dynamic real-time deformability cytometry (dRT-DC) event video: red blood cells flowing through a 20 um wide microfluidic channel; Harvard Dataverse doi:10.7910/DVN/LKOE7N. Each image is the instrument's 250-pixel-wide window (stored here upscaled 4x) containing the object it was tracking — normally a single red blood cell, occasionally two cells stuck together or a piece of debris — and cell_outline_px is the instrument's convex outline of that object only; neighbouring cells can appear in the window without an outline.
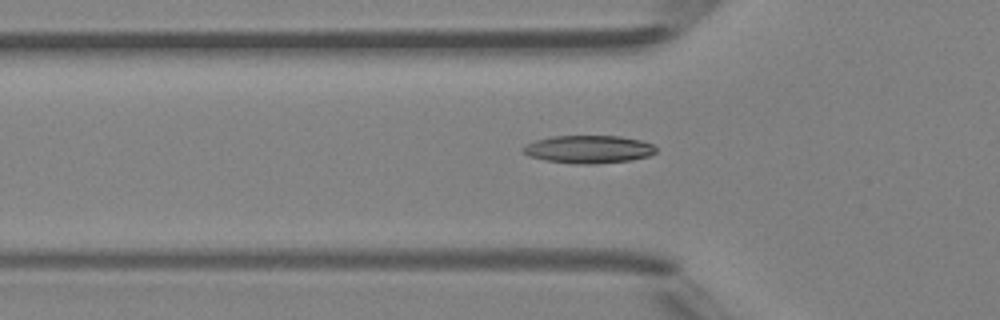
{"species": "Egyptian fruit bat (a non-hibernating species)", "species_latin": "Rousettus aegyptiacus", "temperature_condition": "room temperature", "stored_images_in_passage": 43, "camera_frame_rate_fps": 3000, "um_per_image_px": 0.085, "animal": {"sex": "female"}, "frame": {"image": 1, "passage_image": 12, "time_ms": 3.667, "image_size_px": [1000, 320], "cell_outline_px": [[656, 152], [648, 156], [628, 160], [592, 164], [580, 164], [544, 160], [528, 156], [520, 152], [520, 148], [536, 140], [552, 136], [620, 136], [640, 140], [652, 144], [656, 148]], "centroid_in_image_um": [49.98, 12.68], "position_along_channel_um": 75.8, "area_um2": 21.5}}
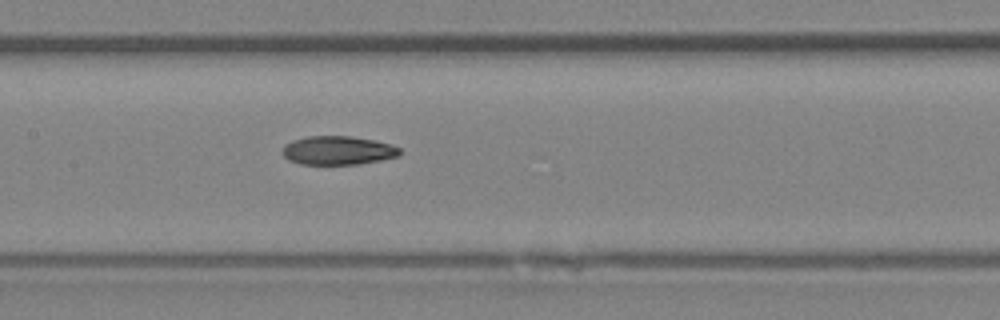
{"frame": {"image": 2, "passage_image": 19, "time_ms": 6.0, "image_size_px": [1000, 320], "cell_outline_px": [[400, 156], [380, 160], [356, 164], [300, 164], [288, 160], [284, 156], [284, 144], [292, 140], [308, 136], [348, 136], [372, 140], [388, 144], [400, 148]], "centroid_in_image_um": [28.7, 12.79], "position_along_channel_um": 178.7, "area_um2": 19.42}}
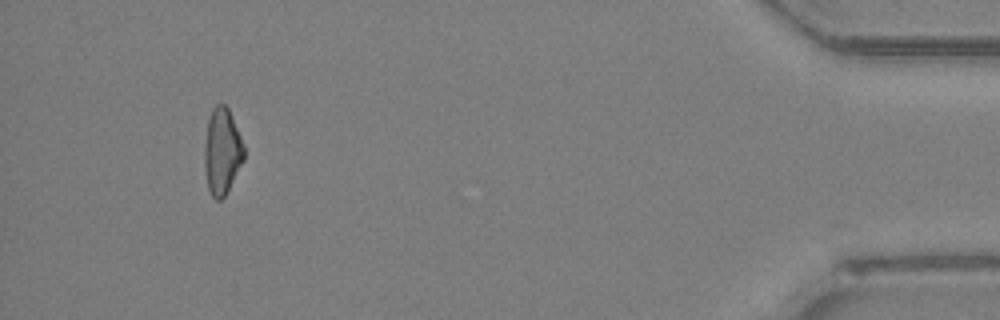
{"frame": {"image": 3, "passage_image": 40, "time_ms": 13.0, "image_size_px": [1000, 320], "cell_outline_px": [[244, 160], [224, 196], [220, 200], [216, 200], [212, 196], [208, 188], [204, 168], [204, 144], [208, 120], [212, 108], [216, 104], [224, 104], [228, 108], [232, 116], [244, 144]], "centroid_in_image_um": [18.87, 12.84], "position_along_channel_um": 416.3, "area_um2": 19.88}, "authors_computed_cell_mechanics": {"area_um2": 20.3456, "velocity_mm_per_s": 4.4136, "shape_relaxation_time_tau1_ms": null, "shape_relaxation_time_tau2_ms": 4.9739, "deformation_change_tau1": null, "deformation_change_tau2": 0.1181}}